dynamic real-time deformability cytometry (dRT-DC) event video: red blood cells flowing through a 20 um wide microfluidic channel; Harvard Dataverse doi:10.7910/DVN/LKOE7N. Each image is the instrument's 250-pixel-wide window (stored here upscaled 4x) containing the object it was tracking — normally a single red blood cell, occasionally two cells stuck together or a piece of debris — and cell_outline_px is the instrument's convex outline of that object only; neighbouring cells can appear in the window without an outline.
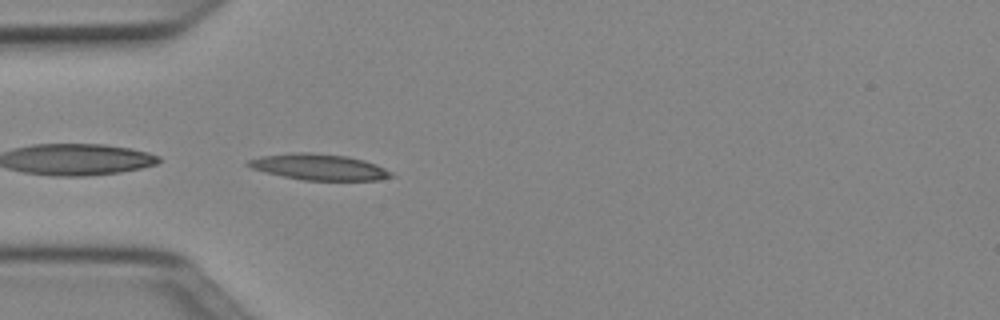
{"species": "Egyptian fruit bat (a non-hibernating species)", "species_latin": "Rousettus aegyptiacus", "temperature_condition": "cold", "stored_images_in_passage": 36, "camera_frame_rate_fps": 3000, "um_per_image_px": 0.085, "animal": {"sex": "female"}, "frame": {"image": 1, "passage_image": 1, "time_ms": 0.0, "image_size_px": [1000, 320], "cell_outline_px": [[396, 176], [380, 180], [304, 180], [264, 172], [252, 168], [244, 164], [248, 160], [260, 156], [296, 152], [308, 152], [348, 156], [364, 160], [376, 164], [392, 172]], "centroid_in_image_um": [27.13, 14.19], "position_along_channel_um": 57.9, "area_um2": 21.73}}
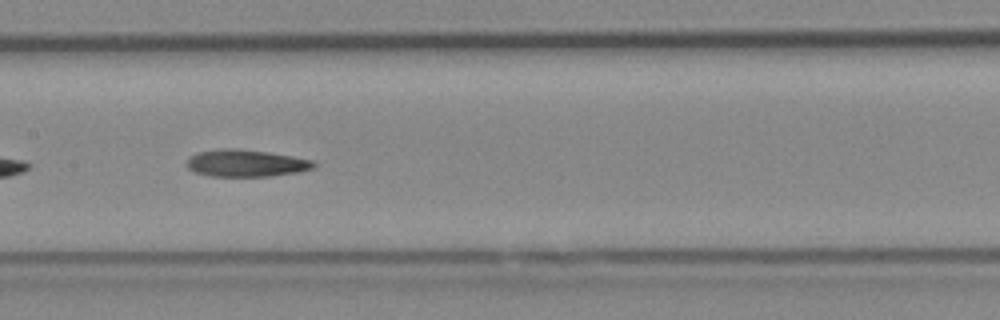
{"frame": {"image": 2, "passage_image": 11, "time_ms": 3.333, "image_size_px": [1000, 320], "cell_outline_px": [[316, 164], [312, 168], [296, 172], [272, 176], [212, 176], [196, 172], [188, 168], [188, 160], [196, 152], [220, 148], [236, 148], [268, 152], [292, 156], [312, 160]], "centroid_in_image_um": [20.9, 13.86], "position_along_channel_um": 186.5, "area_um2": 19.83}, "authors_computed_cell_mechanics": {"area_um2": 19.652, "velocity_mm_per_s": 3.9881, "shape_relaxation_time_tau1_ms": null, "shape_relaxation_time_tau2_ms": 8.6183, "deformation_change_tau1": null, "deformation_change_tau2": 0.2077}}